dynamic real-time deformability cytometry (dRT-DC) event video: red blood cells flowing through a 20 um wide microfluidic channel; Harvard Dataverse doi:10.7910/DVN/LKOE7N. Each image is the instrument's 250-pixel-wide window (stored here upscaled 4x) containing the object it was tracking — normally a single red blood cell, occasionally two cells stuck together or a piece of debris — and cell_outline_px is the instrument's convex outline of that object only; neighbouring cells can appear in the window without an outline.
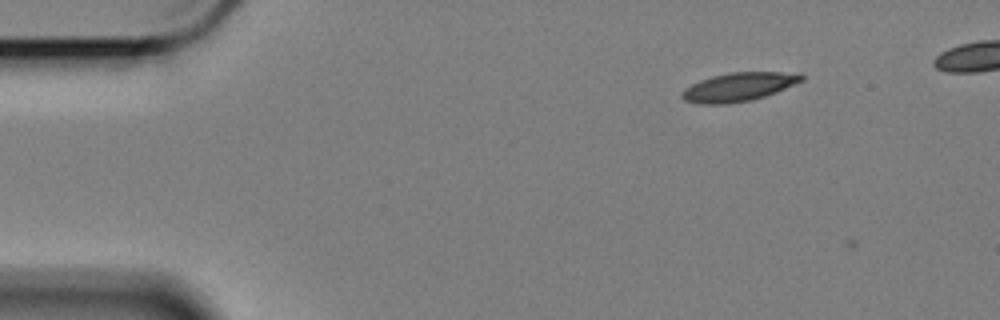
{"species": "Egyptian fruit bat (a non-hibernating species)", "species_latin": "Rousettus aegyptiacus", "temperature_condition": "cold", "stored_images_in_passage": 3, "camera_frame_rate_fps": 3000, "um_per_image_px": 0.085, "animal": {"sex": "female"}, "frame": {"image": 1, "passage_image": 2, "time_ms": 0.333, "image_size_px": [1000, 320], "cell_outline_px": [[804, 80], [776, 92], [752, 100], [728, 104], [700, 104], [684, 100], [680, 96], [680, 92], [684, 88], [700, 80], [712, 76], [728, 72], [800, 72], [804, 76]], "centroid_in_image_um": [62.78, 7.38], "position_along_channel_um": 22.2, "area_um2": 20.17}}